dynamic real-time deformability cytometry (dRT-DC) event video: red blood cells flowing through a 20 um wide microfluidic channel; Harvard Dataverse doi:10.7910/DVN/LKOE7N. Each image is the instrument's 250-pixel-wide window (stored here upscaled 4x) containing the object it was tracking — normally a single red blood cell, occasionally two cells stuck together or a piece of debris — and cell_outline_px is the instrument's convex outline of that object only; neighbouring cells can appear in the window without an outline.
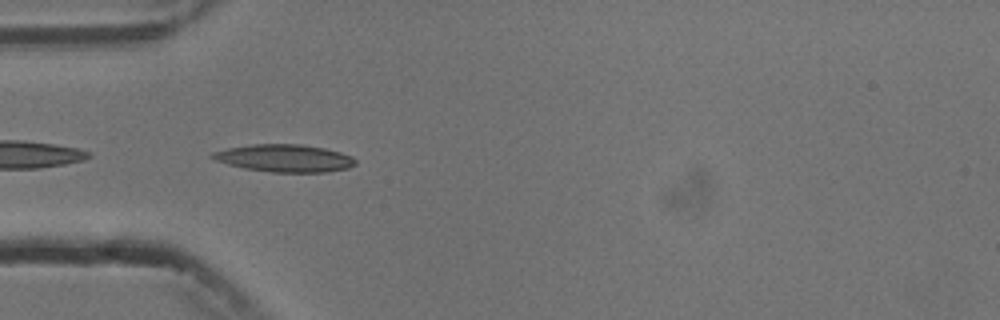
{"species": "common noctule bat (a hibernating species)", "species_latin": "Nyctalus noctula", "temperature_condition": "cold", "stored_images_in_passage": 6, "camera_frame_rate_fps": 3000, "um_per_image_px": 0.085, "animal": {"sex": "male", "body_mass_g": 13.3}, "frame": {"image": 1, "passage_image": 5, "time_ms": 4.667, "image_size_px": [1000, 320], "cell_outline_px": [[356, 164], [348, 168], [328, 172], [272, 172], [244, 168], [228, 164], [216, 160], [208, 156], [212, 152], [228, 148], [252, 144], [300, 144], [324, 148], [340, 152], [352, 156], [356, 160]], "centroid_in_image_um": [24.19, 13.44], "position_along_channel_um": 60.8, "area_um2": 22.89}}
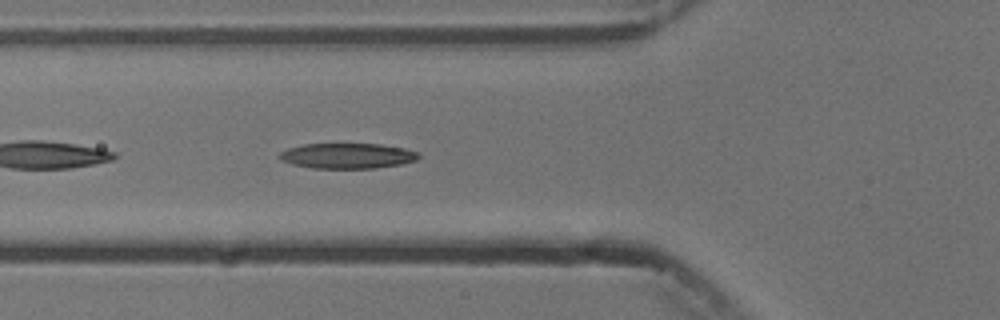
{"frame": {"image": 2, "passage_image": 6, "time_ms": 5.667, "image_size_px": [1000, 320], "cell_outline_px": [[420, 156], [416, 160], [400, 164], [372, 168], [312, 168], [292, 164], [280, 160], [276, 156], [280, 152], [288, 148], [304, 144], [380, 144], [404, 148], [416, 152]], "centroid_in_image_um": [29.47, 13.24], "position_along_channel_um": 96.3, "area_um2": 20.46}}